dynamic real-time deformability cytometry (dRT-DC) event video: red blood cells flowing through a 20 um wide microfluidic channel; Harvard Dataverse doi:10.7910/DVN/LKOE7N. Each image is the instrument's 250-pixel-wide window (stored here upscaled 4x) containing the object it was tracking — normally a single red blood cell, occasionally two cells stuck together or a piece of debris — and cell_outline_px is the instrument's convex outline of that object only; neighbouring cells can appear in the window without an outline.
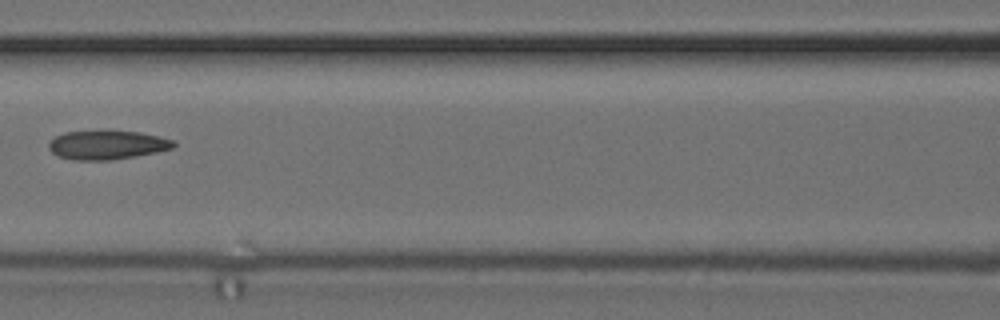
{"species": "common noctule bat (a hibernating species)", "species_latin": "Nyctalus noctula", "temperature_condition": "cold", "stored_images_in_passage": 6, "camera_frame_rate_fps": 3000, "um_per_image_px": 0.085, "animal": {"sex": "female", "body_mass_g": 24.6, "forearm_length_mm": 56.2}, "frame": {"image": 1, "passage_image": 5, "time_ms": 6.333, "image_size_px": [1000, 320], "cell_outline_px": [[176, 144], [172, 148], [156, 152], [136, 156], [112, 160], [72, 160], [60, 156], [52, 152], [48, 148], [48, 144], [56, 136], [64, 132], [104, 128], [140, 132], [160, 136], [176, 140]], "centroid_in_image_um": [9.12, 12.27], "position_along_channel_um": 157.5, "area_um2": 21.85}}